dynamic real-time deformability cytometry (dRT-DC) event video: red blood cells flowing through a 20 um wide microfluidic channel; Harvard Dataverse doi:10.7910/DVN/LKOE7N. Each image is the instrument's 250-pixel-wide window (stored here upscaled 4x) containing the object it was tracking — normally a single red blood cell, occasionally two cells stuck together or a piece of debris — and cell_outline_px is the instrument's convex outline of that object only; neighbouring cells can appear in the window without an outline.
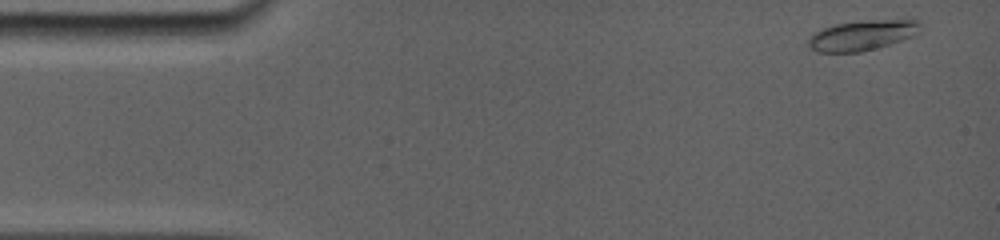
{"species": "common noctule bat (a hibernating species)", "species_latin": "Nyctalus noctula", "temperature_condition": "room temperature", "stored_images_in_passage": 7, "camera_frame_rate_fps": 5000, "um_per_image_px": 0.085, "animal": {"sex": "female", "body_mass_g": 19.0, "forearm_length_mm": 56.7}, "frame": {"image": 1, "passage_image": 2, "time_ms": 0.2, "image_size_px": [1000, 240], "cell_outline_px": [[920, 32], [912, 36], [876, 48], [860, 52], [816, 52], [808, 44], [808, 40], [812, 32], [836, 24], [868, 20], [916, 20], [920, 24]], "centroid_in_image_um": [73.25, 3.0], "position_along_channel_um": 11.7, "area_um2": 19.42}}